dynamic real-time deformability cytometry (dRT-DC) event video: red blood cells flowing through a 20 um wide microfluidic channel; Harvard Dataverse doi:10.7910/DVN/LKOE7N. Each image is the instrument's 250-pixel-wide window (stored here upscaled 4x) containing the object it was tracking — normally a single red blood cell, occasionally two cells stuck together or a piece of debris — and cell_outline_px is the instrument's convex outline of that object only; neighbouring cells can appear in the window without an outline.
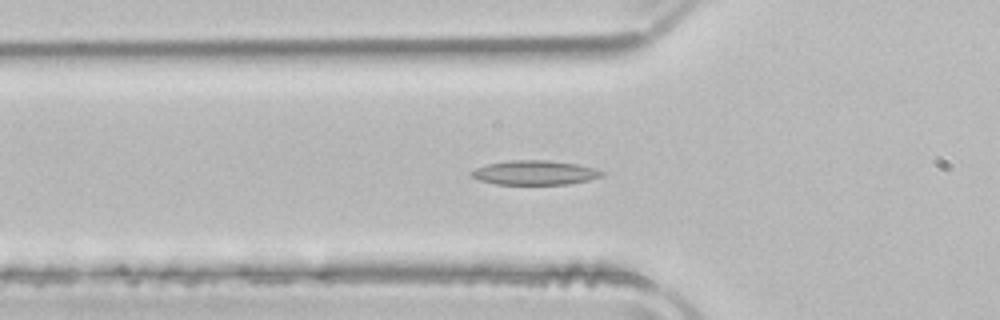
{"species": "common noctule bat (a hibernating species)", "species_latin": "Nyctalus noctula", "temperature_condition": "room temperature", "stored_images_in_passage": 50, "camera_frame_rate_fps": 3000, "um_per_image_px": 0.085, "animal": {"sex": "male", "body_mass_g": 21.5, "forearm_length_mm": 52.0}, "frame": {"image": 1, "passage_image": 16, "time_ms": 5.0, "image_size_px": [1000, 320], "cell_outline_px": [[604, 176], [588, 180], [568, 184], [496, 184], [480, 180], [472, 176], [468, 172], [476, 168], [488, 164], [508, 160], [548, 160], [576, 164], [596, 168], [604, 172]], "centroid_in_image_um": [45.47, 14.67], "position_along_channel_um": 80.3, "area_um2": 18.5}}
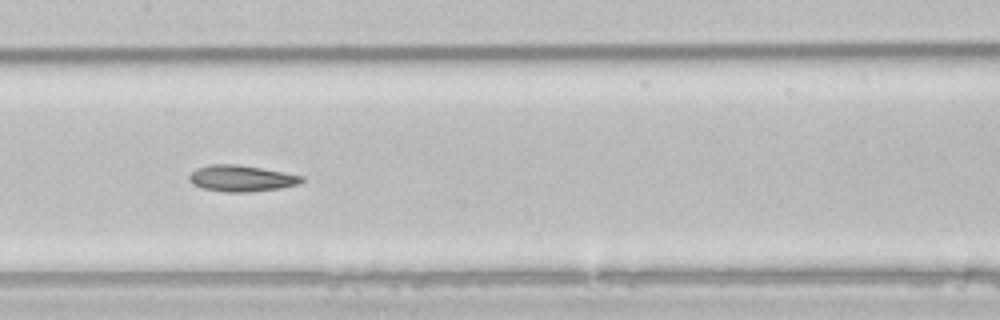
{"frame": {"image": 2, "passage_image": 24, "time_ms": 7.667, "image_size_px": [1000, 320], "cell_outline_px": [[304, 180], [300, 184], [280, 188], [252, 192], [224, 192], [204, 188], [192, 184], [188, 180], [188, 176], [196, 168], [208, 164], [240, 164], [304, 176]], "centroid_in_image_um": [20.51, 15.16], "position_along_channel_um": 186.9, "area_um2": 17.4}}
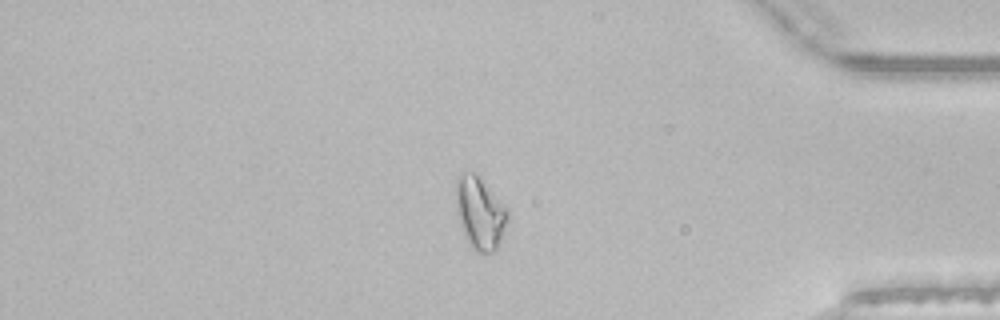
{"frame": {"image": 3, "passage_image": 42, "time_ms": 13.667, "image_size_px": [1000, 320], "cell_outline_px": [[508, 220], [496, 248], [492, 252], [476, 252], [472, 248], [464, 236], [456, 212], [456, 176], [464, 172], [472, 172], [508, 208]], "centroid_in_image_um": [40.76, 18.12], "position_along_channel_um": 394.4, "area_um2": 21.39}, "authors_computed_cell_mechanics": {"area_um2": 18.9295, "velocity_mm_per_s": 3.9629, "shape_relaxation_time_tau1_ms": 9.5698, "shape_relaxation_time_tau2_ms": 3.9579, "deformation_change_tau1": 0.2041, "deformation_change_tau2": 0.092}}